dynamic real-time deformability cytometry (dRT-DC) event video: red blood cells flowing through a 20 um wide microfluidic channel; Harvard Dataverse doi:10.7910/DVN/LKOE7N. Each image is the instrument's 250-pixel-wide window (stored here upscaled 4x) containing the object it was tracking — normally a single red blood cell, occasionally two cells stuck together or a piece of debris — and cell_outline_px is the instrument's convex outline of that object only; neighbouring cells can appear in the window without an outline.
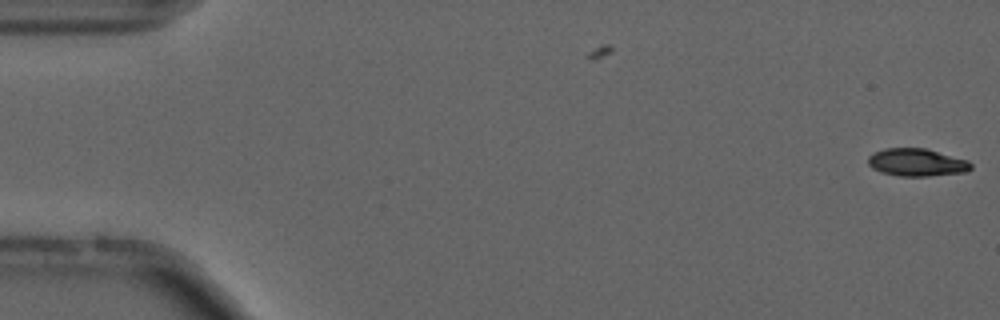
{"species": "common noctule bat (a hibernating species)", "species_latin": "Nyctalus noctula", "temperature_condition": "cold", "stored_images_in_passage": 5, "camera_frame_rate_fps": 3000, "um_per_image_px": 0.085, "animal": {"sex": "male", "forearm_length_mm": 52.5}, "frame": {"image": 1, "passage_image": 5, "time_ms": 1.333, "image_size_px": [1000, 320], "cell_outline_px": [[972, 168], [968, 172], [928, 176], [900, 176], [880, 172], [872, 168], [868, 164], [868, 156], [872, 152], [884, 148], [928, 148], [968, 160], [972, 164]], "centroid_in_image_um": [77.93, 13.8], "position_along_channel_um": 7.1, "area_um2": 16.88}}